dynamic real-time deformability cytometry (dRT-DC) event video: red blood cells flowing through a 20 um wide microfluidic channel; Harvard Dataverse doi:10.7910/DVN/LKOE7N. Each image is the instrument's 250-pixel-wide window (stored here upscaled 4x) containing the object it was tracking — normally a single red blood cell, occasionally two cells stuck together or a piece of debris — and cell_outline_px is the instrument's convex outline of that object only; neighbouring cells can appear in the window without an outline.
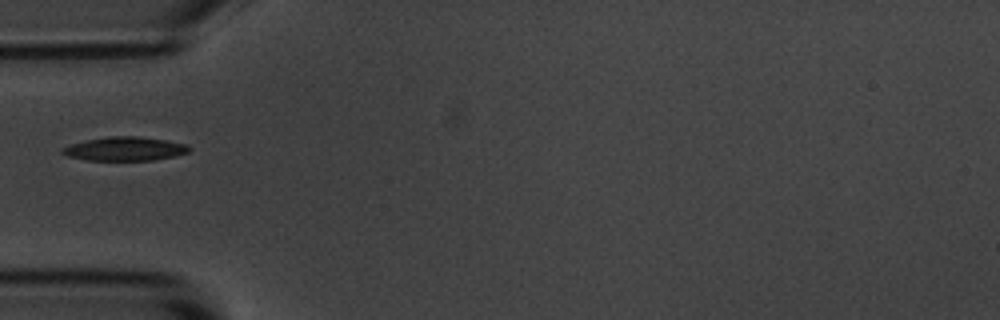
{"species": "common noctule bat (a hibernating species)", "species_latin": "Nyctalus noctula", "temperature_condition": "room temperature", "stored_images_in_passage": 4, "camera_frame_rate_fps": 3000, "um_per_image_px": 0.085, "animal": {"sex": "male", "body_mass_g": 20.1, "forearm_length_mm": 53.5}, "frame": {"image": 1, "passage_image": 1, "time_ms": 0.0, "image_size_px": [1000, 320], "cell_outline_px": [[192, 148], [188, 152], [176, 156], [152, 160], [88, 160], [68, 156], [60, 152], [60, 148], [72, 144], [88, 140], [108, 136], [136, 136], [164, 140], [188, 144]], "centroid_in_image_um": [10.63, 12.65], "position_along_channel_um": 74.4, "area_um2": 17.51}}
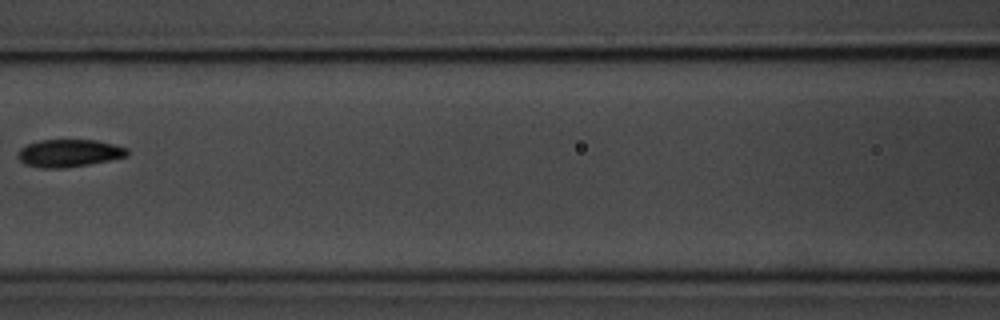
{"frame": {"image": 2, "passage_image": 3, "time_ms": 0.667, "image_size_px": [1000, 320], "cell_outline_px": [[128, 156], [88, 164], [64, 168], [40, 168], [24, 164], [16, 156], [16, 152], [20, 148], [36, 140], [96, 140], [128, 148]], "centroid_in_image_um": [5.81, 13.01], "position_along_channel_um": 160.8, "area_um2": 17.63}}
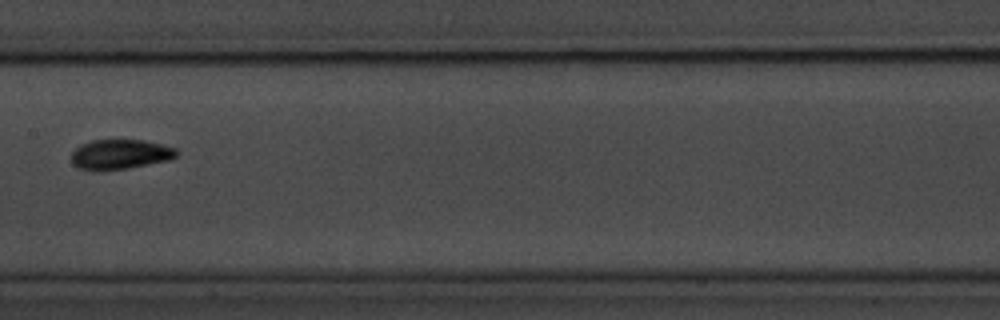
{"frame": {"image": 3, "passage_image": 4, "time_ms": 1.0, "image_size_px": [1000, 320], "cell_outline_px": [[180, 152], [176, 156], [168, 160], [128, 168], [96, 172], [80, 168], [72, 164], [72, 152], [80, 144], [92, 140], [144, 140], [164, 144], [176, 148]], "centroid_in_image_um": [10.21, 13.12], "position_along_channel_um": 197.2, "area_um2": 18.55}}